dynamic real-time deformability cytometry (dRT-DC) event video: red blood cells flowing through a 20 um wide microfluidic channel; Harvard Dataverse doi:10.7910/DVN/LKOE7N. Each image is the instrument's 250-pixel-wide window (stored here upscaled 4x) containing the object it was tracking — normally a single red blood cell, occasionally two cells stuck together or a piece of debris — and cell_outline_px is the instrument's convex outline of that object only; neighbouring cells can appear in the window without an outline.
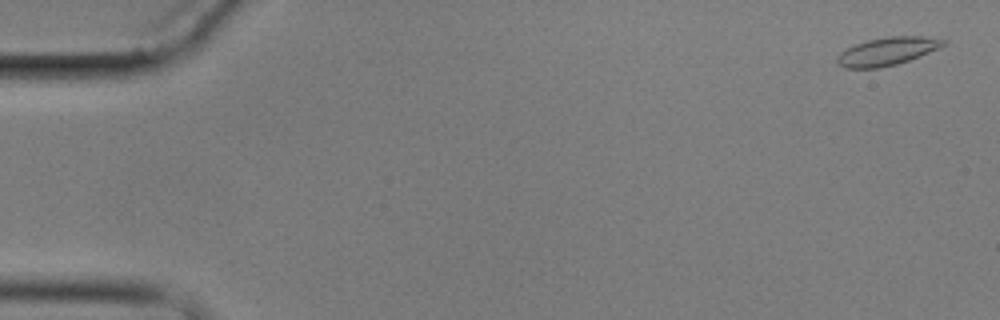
{"species": "common noctule bat (a hibernating species)", "species_latin": "Nyctalus noctula", "temperature_condition": "cold", "stored_images_in_passage": 3, "camera_frame_rate_fps": 3000, "um_per_image_px": 0.085, "animal": {"sex": "male", "body_mass_g": 17.9}, "frame": {"image": 1, "passage_image": 1, "time_ms": 0.0, "image_size_px": [1000, 320], "cell_outline_px": [[948, 40], [940, 48], [908, 60], [896, 64], [880, 68], [844, 68], [836, 64], [836, 56], [840, 52], [856, 44], [868, 40], [888, 36], [924, 36]], "centroid_in_image_um": [75.39, 4.36], "position_along_channel_um": 9.6, "area_um2": 17.34}}